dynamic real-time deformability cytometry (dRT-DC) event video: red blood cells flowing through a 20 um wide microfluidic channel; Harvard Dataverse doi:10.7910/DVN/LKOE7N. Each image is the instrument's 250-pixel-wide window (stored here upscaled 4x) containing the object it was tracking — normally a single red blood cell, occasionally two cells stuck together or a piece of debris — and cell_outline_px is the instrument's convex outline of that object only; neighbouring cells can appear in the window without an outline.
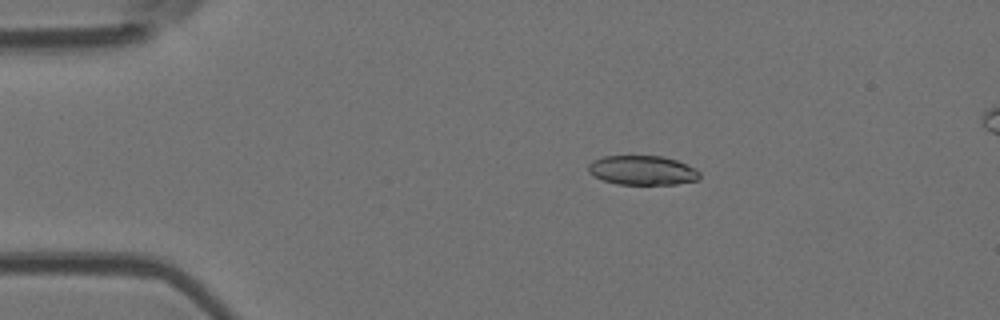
{"species": "Egyptian fruit bat (a non-hibernating species)", "species_latin": "Rousettus aegyptiacus", "temperature_condition": "room temperature", "stored_images_in_passage": 7, "camera_frame_rate_fps": 3000, "um_per_image_px": 0.085, "animal": {"sex": "female"}, "frame": {"image": 1, "passage_image": 2, "time_ms": 1.667, "image_size_px": [1000, 320], "cell_outline_px": [[700, 176], [696, 180], [676, 184], [616, 184], [592, 176], [588, 172], [588, 164], [592, 160], [604, 156], [660, 156], [676, 160], [696, 168], [700, 172]], "centroid_in_image_um": [54.57, 14.47], "position_along_channel_um": 30.4, "area_um2": 19.07}}
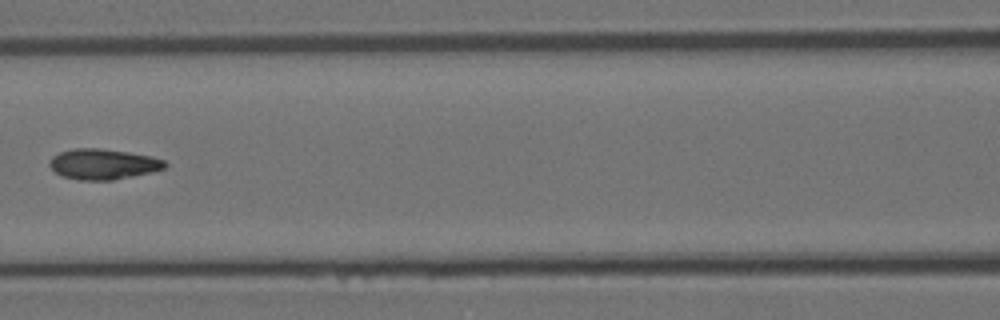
{"frame": {"image": 2, "passage_image": 6, "time_ms": 6.333, "image_size_px": [1000, 320], "cell_outline_px": [[168, 164], [164, 168], [152, 172], [112, 180], [80, 180], [64, 176], [56, 172], [48, 164], [52, 156], [60, 152], [72, 148], [100, 148], [128, 152], [152, 156], [164, 160]], "centroid_in_image_um": [8.77, 13.94], "position_along_channel_um": 157.8, "area_um2": 20.46}}
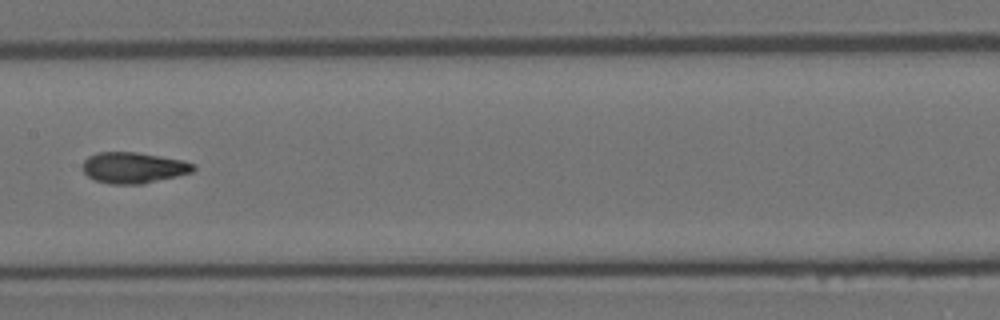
{"frame": {"image": 3, "passage_image": 7, "time_ms": 7.333, "image_size_px": [1000, 320], "cell_outline_px": [[196, 168], [192, 172], [176, 176], [140, 184], [112, 184], [96, 180], [88, 176], [80, 168], [84, 160], [88, 156], [96, 152], [136, 152], [184, 160], [196, 164]], "centroid_in_image_um": [11.33, 14.24], "position_along_channel_um": 196.1, "area_um2": 20.06}}